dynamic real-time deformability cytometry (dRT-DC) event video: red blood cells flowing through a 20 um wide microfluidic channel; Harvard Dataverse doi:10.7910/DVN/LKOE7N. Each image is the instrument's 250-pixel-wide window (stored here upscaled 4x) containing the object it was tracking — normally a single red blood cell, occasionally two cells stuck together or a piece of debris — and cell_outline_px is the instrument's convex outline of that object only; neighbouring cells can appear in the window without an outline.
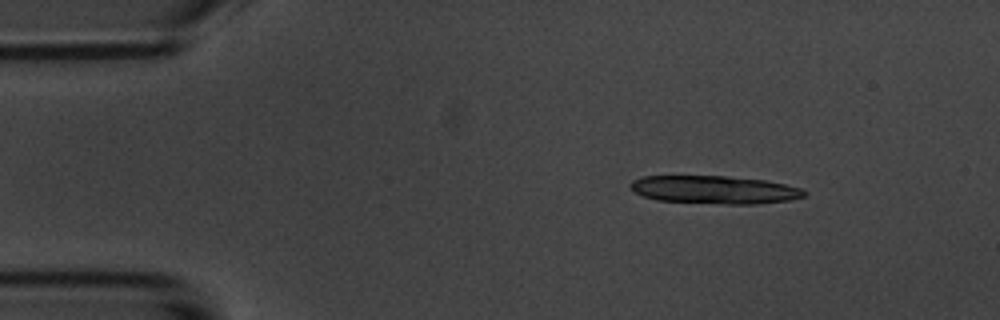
{"species": "common noctule bat (a hibernating species)", "species_latin": "Nyctalus noctula", "temperature_condition": "room temperature", "stored_images_in_passage": 11, "segment_of_instrument_passage": [1, 2], "camera_frame_rate_fps": 3000, "um_per_image_px": 0.085, "animal": {"sex": "male", "body_mass_g": 20.1, "forearm_length_mm": 53.5}, "frame": {"image": 1, "passage_image": 2, "time_ms": 2.0, "image_size_px": [1000, 320], "cell_outline_px": [[804, 196], [792, 200], [756, 204], [724, 204], [656, 200], [644, 196], [636, 192], [628, 184], [632, 180], [640, 176], [724, 176], [764, 180], [784, 184], [800, 188], [804, 192]], "centroid_in_image_um": [60.7, 16.13], "position_along_channel_um": 24.3, "area_um2": 28.26}}